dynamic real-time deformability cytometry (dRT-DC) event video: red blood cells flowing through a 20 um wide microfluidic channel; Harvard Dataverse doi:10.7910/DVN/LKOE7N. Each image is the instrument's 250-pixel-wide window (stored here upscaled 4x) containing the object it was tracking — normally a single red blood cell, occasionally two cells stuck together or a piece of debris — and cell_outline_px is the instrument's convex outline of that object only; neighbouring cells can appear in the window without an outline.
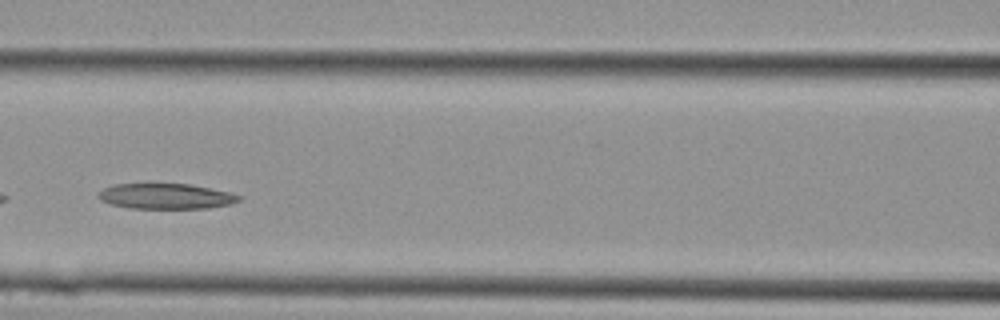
{"species": "Egyptian fruit bat (a non-hibernating species)", "species_latin": "Rousettus aegyptiacus", "temperature_condition": "cold", "stored_images_in_passage": 11, "camera_frame_rate_fps": 3000, "um_per_image_px": 0.085, "animal": {"sex": "female"}, "frame": {"image": 1, "passage_image": 8, "time_ms": 2.333, "image_size_px": [1000, 320], "cell_outline_px": [[244, 196], [240, 200], [228, 204], [208, 208], [128, 208], [112, 204], [100, 200], [96, 196], [104, 188], [112, 184], [188, 184], [228, 192]], "centroid_in_image_um": [14.07, 16.68], "position_along_channel_um": 152.5, "area_um2": 20.63}}
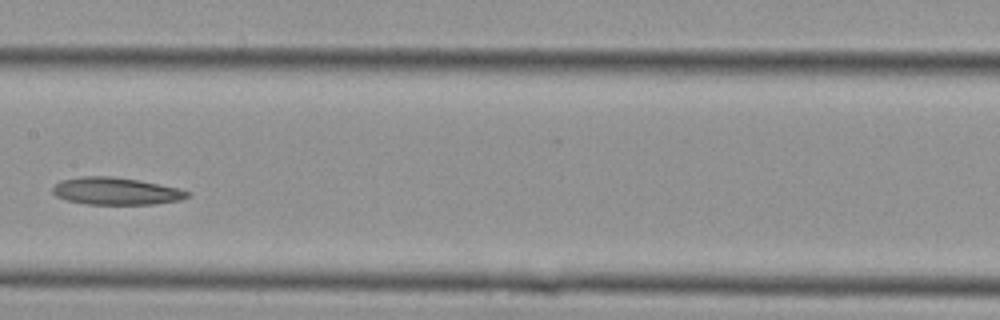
{"frame": {"image": 2, "passage_image": 10, "time_ms": 3.0, "image_size_px": [1000, 320], "cell_outline_px": [[192, 192], [188, 196], [180, 200], [156, 204], [88, 204], [68, 200], [56, 196], [52, 192], [52, 188], [60, 180], [80, 176], [112, 176], [136, 180], [176, 188]], "centroid_in_image_um": [9.82, 16.24], "position_along_channel_um": 197.6, "area_um2": 21.21}}